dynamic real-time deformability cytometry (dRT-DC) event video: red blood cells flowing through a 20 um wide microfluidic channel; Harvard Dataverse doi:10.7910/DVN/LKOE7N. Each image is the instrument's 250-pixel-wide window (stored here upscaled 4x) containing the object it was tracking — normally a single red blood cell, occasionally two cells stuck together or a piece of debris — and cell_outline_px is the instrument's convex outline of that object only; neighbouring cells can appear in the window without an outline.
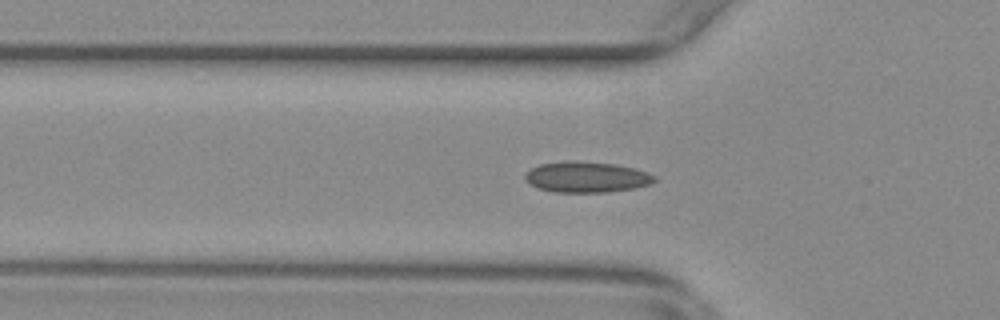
{"species": "common noctule bat (a hibernating species)", "species_latin": "Nyctalus noctula", "temperature_condition": "warm", "stored_images_in_passage": 40, "camera_frame_rate_fps": 3000, "um_per_image_px": 0.085, "animal": {"sex": "female", "body_mass_g": 29.2, "forearm_length_mm": 56.3}, "frame": {"image": 1, "passage_image": 3, "time_ms": 0.667, "image_size_px": [1000, 320], "cell_outline_px": [[656, 180], [648, 184], [636, 188], [608, 192], [552, 192], [528, 184], [524, 180], [524, 172], [540, 164], [564, 160], [572, 160], [616, 164], [648, 172], [656, 176]], "centroid_in_image_um": [49.81, 15.04], "position_along_channel_um": 76.0, "area_um2": 23.47}}
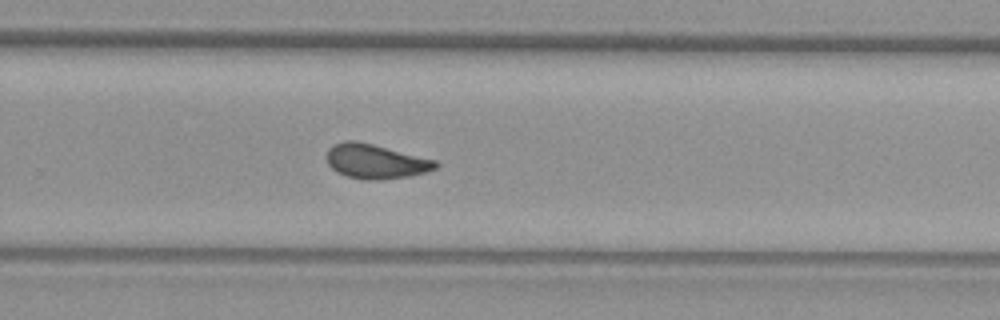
{"frame": {"image": 2, "passage_image": 21, "time_ms": 6.667, "image_size_px": [1000, 320], "cell_outline_px": [[440, 164], [436, 168], [428, 172], [408, 176], [376, 180], [364, 180], [348, 176], [336, 172], [328, 164], [328, 148], [332, 144], [344, 140], [356, 140], [436, 160]], "centroid_in_image_um": [31.92, 13.71], "position_along_channel_um": 297.9, "area_um2": 21.85}}
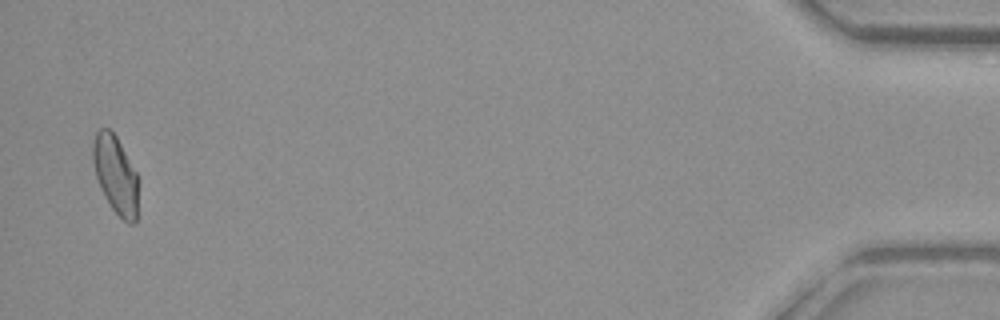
{"frame": {"image": 3, "passage_image": 39, "time_ms": 12.667, "image_size_px": [1000, 320], "cell_outline_px": [[140, 180], [136, 224], [128, 224], [112, 208], [104, 196], [100, 188], [96, 176], [92, 160], [92, 144], [96, 132], [100, 128], [108, 128], [116, 136], [136, 172]], "centroid_in_image_um": [9.85, 14.88], "position_along_channel_um": 425.4, "area_um2": 20.98}, "authors_computed_cell_mechanics": {"area_um2": 21.4438, "velocity_mm_per_s": 3.7004, "shape_relaxation_time_tau1_ms": null, "shape_relaxation_time_tau2_ms": 1.2352, "deformation_change_tau1": null, "deformation_change_tau2": 0.0663}}